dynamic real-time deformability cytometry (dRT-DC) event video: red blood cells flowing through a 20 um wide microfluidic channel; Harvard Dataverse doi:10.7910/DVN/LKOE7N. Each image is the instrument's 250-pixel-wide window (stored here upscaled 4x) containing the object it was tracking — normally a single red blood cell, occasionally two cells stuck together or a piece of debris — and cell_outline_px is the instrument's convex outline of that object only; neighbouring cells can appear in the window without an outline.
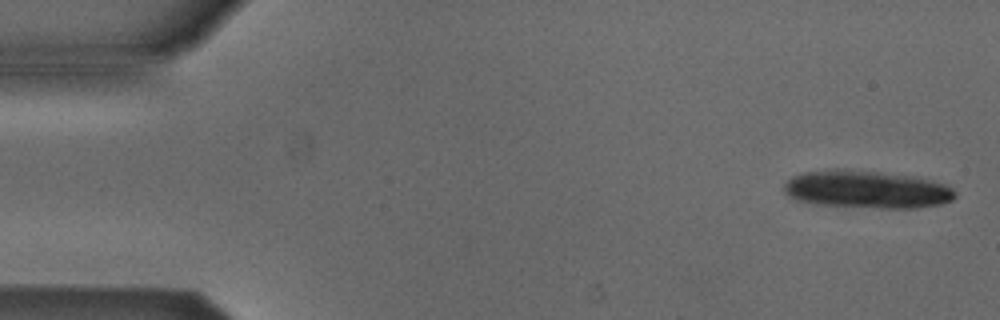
{"species": "Egyptian fruit bat (a non-hibernating species)", "species_latin": "Rousettus aegyptiacus", "temperature_condition": "cold", "stored_images_in_passage": 5, "camera_frame_rate_fps": 3000, "um_per_image_px": 0.085, "animal": {"sex": "male"}, "frame": {"image": 1, "passage_image": 1, "time_ms": 0.0, "image_size_px": [1000, 320], "cell_outline_px": [[956, 196], [952, 200], [940, 204], [916, 208], [880, 208], [820, 204], [796, 200], [788, 196], [784, 192], [784, 184], [792, 176], [804, 172], [828, 168], [844, 168], [880, 172], [912, 176], [948, 184], [956, 192]], "centroid_in_image_um": [73.67, 16.08], "position_along_channel_um": 11.3, "area_um2": 37.92}}
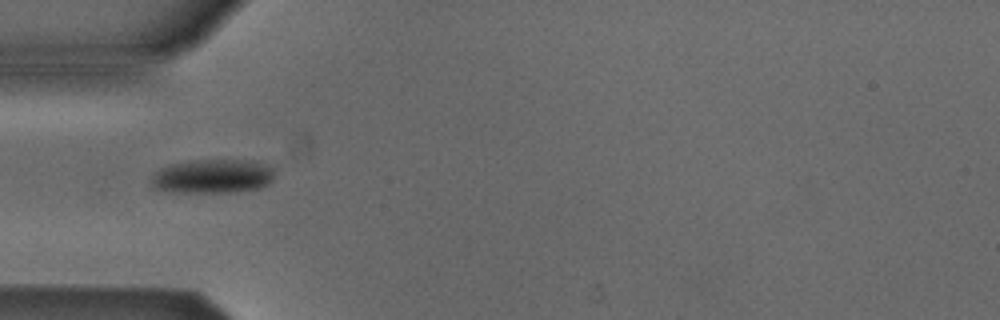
{"frame": {"image": 2, "passage_image": 5, "time_ms": 5.0, "image_size_px": [1000, 320], "cell_outline_px": [[272, 180], [268, 184], [260, 188], [232, 192], [172, 192], [152, 188], [148, 180], [160, 168], [172, 164], [192, 160], [252, 160], [272, 168]], "centroid_in_image_um": [18.01, 14.99], "position_along_channel_um": 67.0, "area_um2": 24.51}}